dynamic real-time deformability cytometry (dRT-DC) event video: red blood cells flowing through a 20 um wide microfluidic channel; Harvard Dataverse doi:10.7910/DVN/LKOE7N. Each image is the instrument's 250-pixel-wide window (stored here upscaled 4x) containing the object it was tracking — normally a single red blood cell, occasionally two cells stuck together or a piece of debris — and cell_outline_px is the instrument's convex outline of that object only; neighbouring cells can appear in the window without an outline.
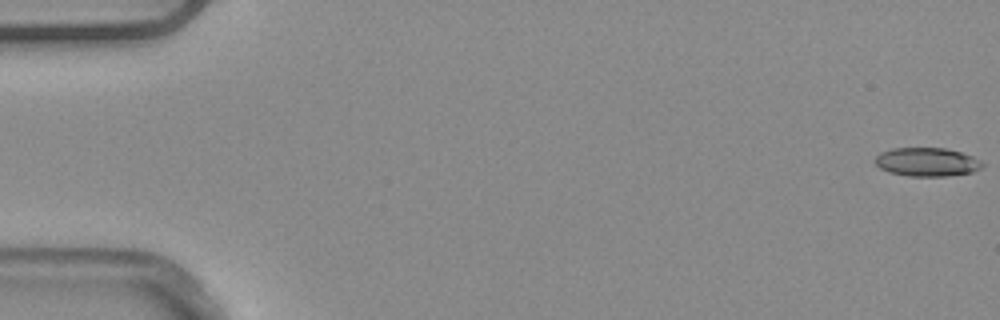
{"species": "common noctule bat (a hibernating species)", "species_latin": "Nyctalus noctula", "temperature_condition": "warm", "stored_images_in_passage": 6, "camera_frame_rate_fps": 3000, "um_per_image_px": 0.085, "animal": {"sex": "male", "body_mass_g": 20.4}, "frame": {"image": 1, "passage_image": 1, "time_ms": 0.0, "image_size_px": [1000, 320], "cell_outline_px": [[984, 164], [980, 168], [972, 172], [948, 176], [908, 176], [888, 172], [880, 168], [876, 164], [876, 156], [880, 152], [892, 148], [944, 148], [960, 152], [972, 156], [980, 160]], "centroid_in_image_um": [78.78, 13.77], "position_along_channel_um": 6.2, "area_um2": 17.86}}
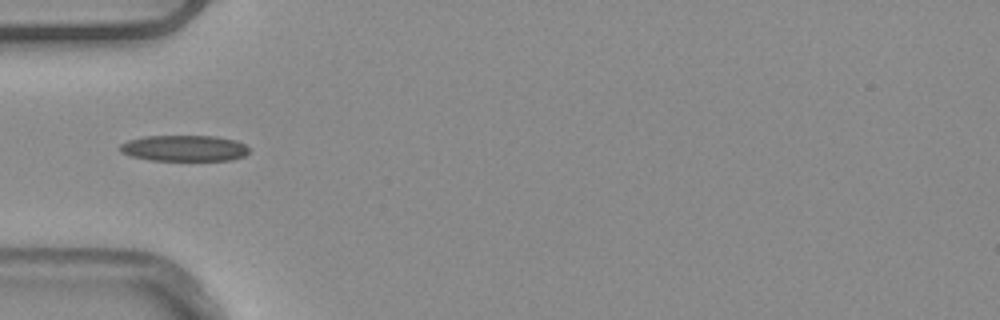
{"frame": {"image": 2, "passage_image": 5, "time_ms": 1.333, "image_size_px": [1000, 320], "cell_outline_px": [[248, 152], [244, 156], [232, 160], [148, 160], [132, 156], [120, 152], [120, 144], [128, 140], [144, 136], [216, 136], [236, 140], [244, 144], [248, 148]], "centroid_in_image_um": [15.65, 12.59], "position_along_channel_um": 69.3, "area_um2": 19.59}}